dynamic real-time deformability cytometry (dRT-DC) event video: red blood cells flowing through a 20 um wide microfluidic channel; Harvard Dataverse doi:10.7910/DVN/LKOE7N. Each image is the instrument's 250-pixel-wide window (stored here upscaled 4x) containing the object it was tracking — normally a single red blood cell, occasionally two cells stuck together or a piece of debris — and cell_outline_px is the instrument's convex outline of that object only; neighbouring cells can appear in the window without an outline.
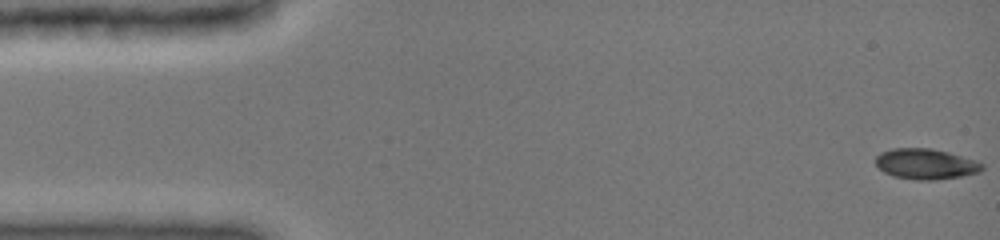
{"species": "common noctule bat (a hibernating species)", "species_latin": "Nyctalus noctula", "temperature_condition": "cold", "stored_images_in_passage": 48, "camera_frame_rate_fps": 3000, "um_per_image_px": 0.085, "animal": {"sex": "female", "body_mass_g": 19.0, "forearm_length_mm": 51.5}, "frame": {"image": 1, "passage_image": 1, "time_ms": 0.0, "image_size_px": [1000, 240], "cell_outline_px": [[984, 168], [980, 172], [960, 176], [936, 180], [916, 180], [892, 176], [884, 172], [876, 164], [876, 156], [880, 152], [892, 148], [932, 148], [948, 152], [976, 160], [984, 164]], "centroid_in_image_um": [78.69, 13.93], "position_along_channel_um": 6.3, "area_um2": 19.07}}
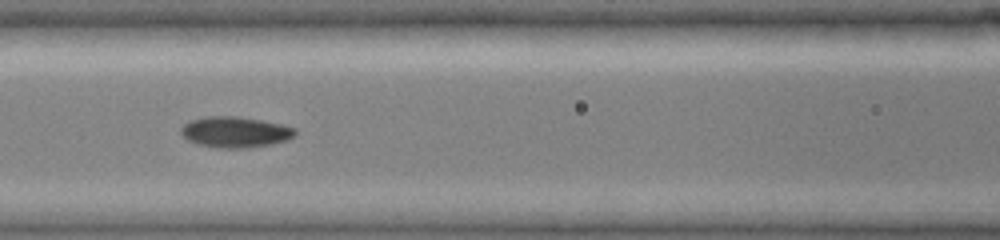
{"frame": {"image": 2, "passage_image": 21, "time_ms": 6.667, "image_size_px": [1000, 240], "cell_outline_px": [[296, 136], [288, 140], [272, 144], [248, 148], [220, 148], [196, 144], [188, 140], [180, 132], [180, 128], [184, 124], [192, 120], [204, 116], [236, 116], [260, 120], [280, 124], [296, 128]], "centroid_in_image_um": [20.0, 11.23], "position_along_channel_um": 146.6, "area_um2": 20.63}}
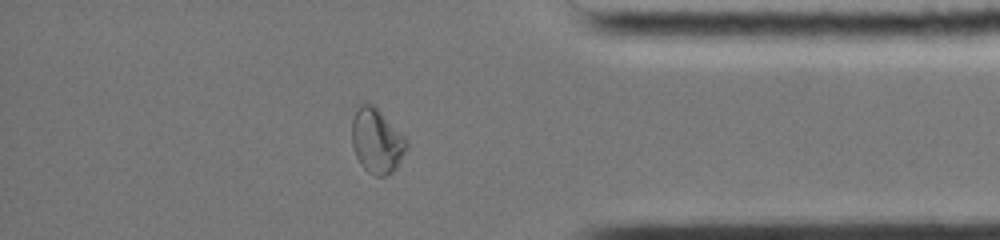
{"frame": {"image": 3, "passage_image": 41, "time_ms": 13.333, "image_size_px": [1000, 240], "cell_outline_px": [[408, 148], [396, 168], [388, 176], [376, 176], [368, 172], [360, 164], [352, 148], [352, 120], [356, 104], [372, 104], [408, 140]], "centroid_in_image_um": [32.01, 11.99], "position_along_channel_um": 403.2, "area_um2": 20.69}, "authors_computed_cell_mechanics": {"area_um2": 19.4786, "velocity_mm_per_s": 3.9918, "shape_relaxation_time_tau1_ms": null, "shape_relaxation_time_tau2_ms": 2.1896, "deformation_change_tau1": null, "deformation_change_tau2": 0.0392}}